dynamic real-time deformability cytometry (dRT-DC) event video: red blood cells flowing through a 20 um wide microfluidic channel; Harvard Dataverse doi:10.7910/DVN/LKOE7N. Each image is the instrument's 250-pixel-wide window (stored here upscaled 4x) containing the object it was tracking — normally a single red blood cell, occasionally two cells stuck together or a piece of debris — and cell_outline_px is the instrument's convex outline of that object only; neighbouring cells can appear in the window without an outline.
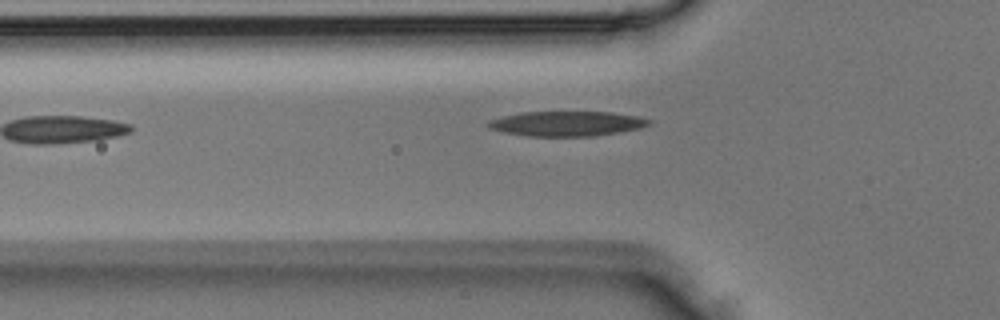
{"species": "Egyptian fruit bat (a non-hibernating species)", "species_latin": "Rousettus aegyptiacus", "temperature_condition": "room temperature", "stored_images_in_passage": 4, "camera_frame_rate_fps": 3000, "um_per_image_px": 0.085, "animal": {"sex": "male"}, "frame": {"image": 1, "passage_image": 4, "time_ms": 1.0, "image_size_px": [1000, 320], "cell_outline_px": [[652, 124], [640, 128], [592, 136], [528, 136], [504, 132], [488, 128], [488, 120], [520, 112], [612, 112], [636, 116], [652, 120]], "centroid_in_image_um": [48.17, 10.5], "position_along_channel_um": 77.6, "area_um2": 23.18}}